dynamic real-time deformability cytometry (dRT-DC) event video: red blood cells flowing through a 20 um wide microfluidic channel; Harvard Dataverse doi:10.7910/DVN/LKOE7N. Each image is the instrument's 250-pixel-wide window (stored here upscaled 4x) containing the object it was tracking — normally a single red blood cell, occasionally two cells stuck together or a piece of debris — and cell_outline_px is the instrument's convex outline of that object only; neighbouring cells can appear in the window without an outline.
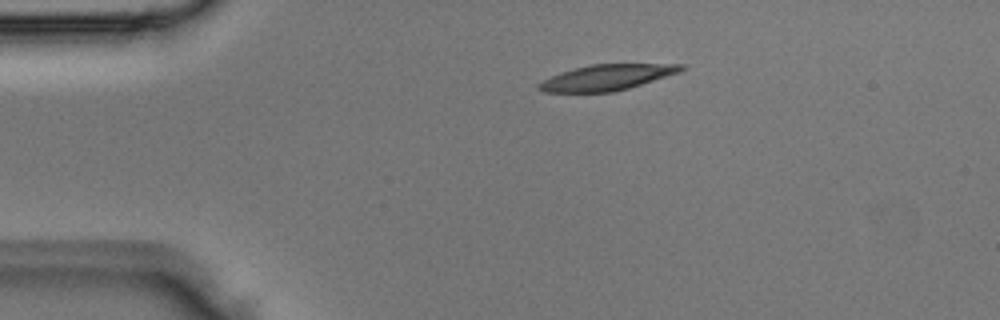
{"species": "Egyptian fruit bat (a non-hibernating species)", "species_latin": "Rousettus aegyptiacus", "temperature_condition": "room temperature", "stored_images_in_passage": 2, "camera_frame_rate_fps": 3000, "um_per_image_px": 0.085, "animal": {"sex": "male"}, "frame": {"image": 1, "passage_image": 1, "time_ms": 0.0, "image_size_px": [1000, 320], "cell_outline_px": [[688, 68], [680, 72], [628, 88], [612, 92], [544, 92], [536, 88], [536, 84], [560, 72], [592, 64], [684, 64]], "centroid_in_image_um": [51.59, 6.58], "position_along_channel_um": 33.4, "area_um2": 21.21}}